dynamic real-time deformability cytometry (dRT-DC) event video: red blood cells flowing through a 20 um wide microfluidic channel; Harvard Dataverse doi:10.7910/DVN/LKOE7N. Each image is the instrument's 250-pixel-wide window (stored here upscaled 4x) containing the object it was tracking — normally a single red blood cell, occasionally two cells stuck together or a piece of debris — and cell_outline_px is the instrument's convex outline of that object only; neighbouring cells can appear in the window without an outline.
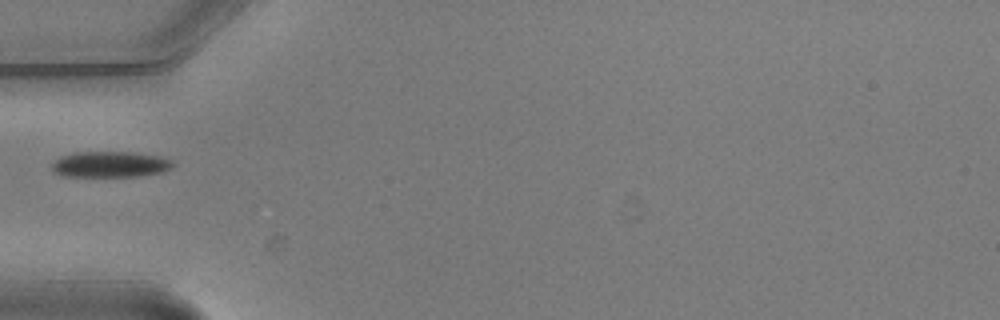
{"species": "common noctule bat (a hibernating species)", "species_latin": "Nyctalus noctula", "temperature_condition": "warm", "stored_images_in_passage": 1, "camera_frame_rate_fps": 3000, "um_per_image_px": 0.085, "animal": {"sex": "male", "body_mass_g": 20.5, "forearm_length_mm": 52.5}, "frame": {"image": 1, "passage_image": 1, "time_ms": 0.0, "image_size_px": [1000, 320], "cell_outline_px": [[176, 164], [172, 168], [164, 172], [140, 176], [60, 176], [52, 172], [52, 164], [60, 156], [72, 152], [136, 152], [160, 156], [172, 160]], "centroid_in_image_um": [9.39, 13.97], "position_along_channel_um": 75.6, "area_um2": 18.61}}